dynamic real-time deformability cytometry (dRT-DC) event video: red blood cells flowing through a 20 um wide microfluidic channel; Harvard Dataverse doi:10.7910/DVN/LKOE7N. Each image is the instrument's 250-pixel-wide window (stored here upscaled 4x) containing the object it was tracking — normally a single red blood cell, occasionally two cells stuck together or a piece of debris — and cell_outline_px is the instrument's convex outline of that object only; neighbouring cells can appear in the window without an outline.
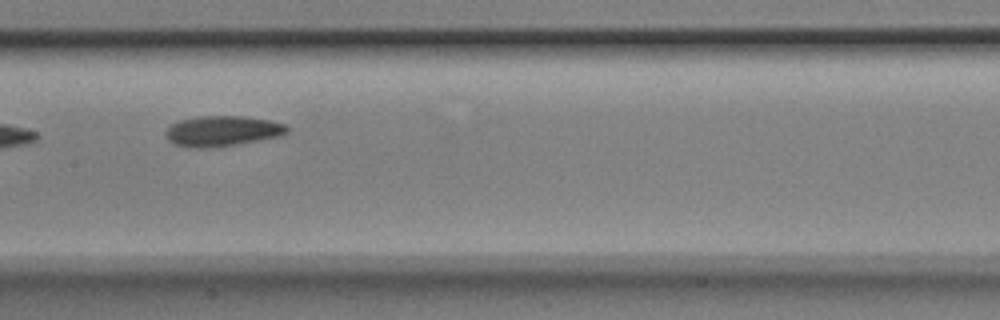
{"species": "Egyptian fruit bat (a non-hibernating species)", "species_latin": "Rousettus aegyptiacus", "temperature_condition": "room temperature", "stored_images_in_passage": 9, "camera_frame_rate_fps": 3000, "um_per_image_px": 0.085, "animal": {"sex": "male"}, "frame": {"image": 1, "passage_image": 7, "time_ms": 2.0, "image_size_px": [1000, 320], "cell_outline_px": [[288, 132], [284, 136], [216, 148], [188, 148], [172, 144], [168, 140], [164, 132], [172, 124], [180, 120], [200, 116], [240, 116], [268, 120], [284, 124], [288, 128]], "centroid_in_image_um": [18.89, 11.16], "position_along_channel_um": 188.5, "area_um2": 21.85}}
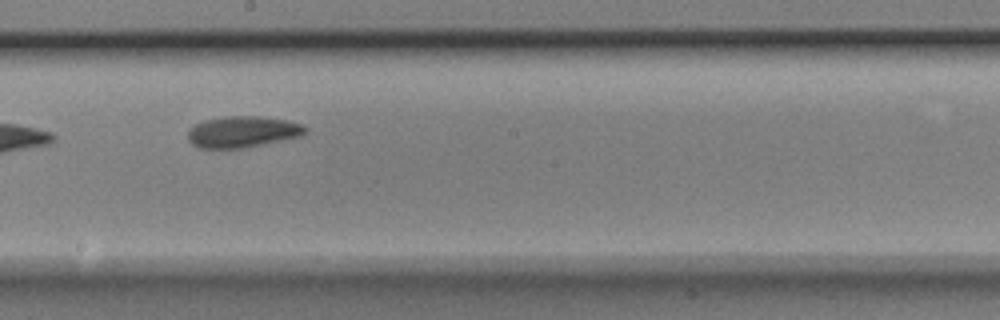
{"frame": {"image": 2, "passage_image": 8, "time_ms": 2.333, "image_size_px": [1000, 320], "cell_outline_px": [[308, 132], [304, 136], [244, 148], [200, 148], [192, 144], [188, 140], [188, 128], [196, 124], [208, 120], [228, 116], [260, 116], [288, 120], [300, 124], [308, 128]], "centroid_in_image_um": [20.67, 11.21], "position_along_channel_um": 227.5, "area_um2": 21.56}}
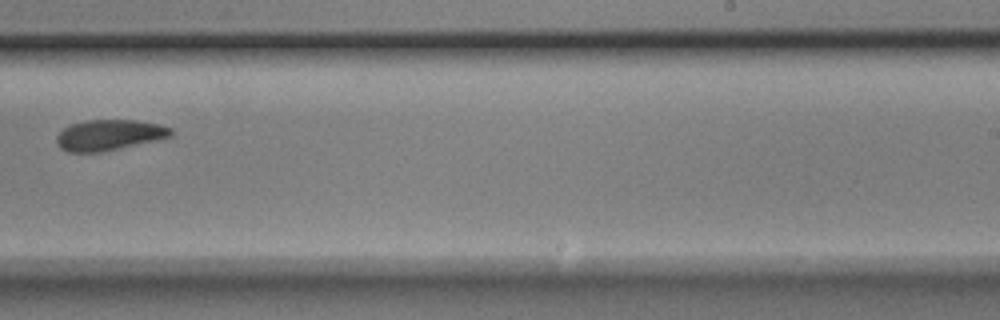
{"frame": {"image": 3, "passage_image": 9, "time_ms": 2.667, "image_size_px": [1000, 320], "cell_outline_px": [[172, 136], [100, 152], [68, 152], [60, 148], [56, 144], [56, 136], [68, 124], [88, 120], [136, 120], [160, 124], [172, 128]], "centroid_in_image_um": [9.24, 11.46], "position_along_channel_um": 279.8, "area_um2": 20.35}}